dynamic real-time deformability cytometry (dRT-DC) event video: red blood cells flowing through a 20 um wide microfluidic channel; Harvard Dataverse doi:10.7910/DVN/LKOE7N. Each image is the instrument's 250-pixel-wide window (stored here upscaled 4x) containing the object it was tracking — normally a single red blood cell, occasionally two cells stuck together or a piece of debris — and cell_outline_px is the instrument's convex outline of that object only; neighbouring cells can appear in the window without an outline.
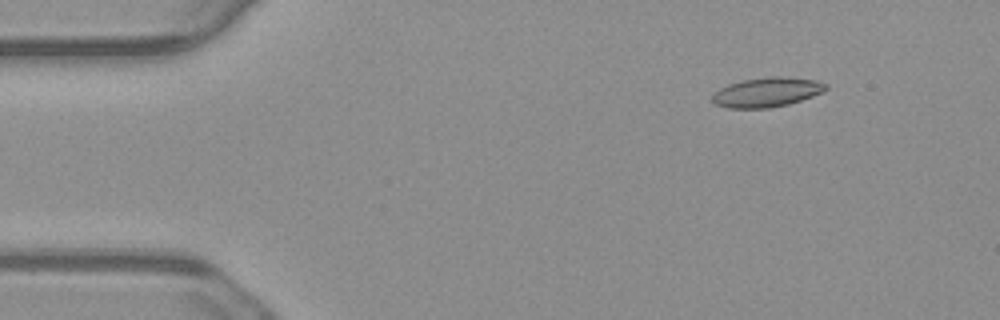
{"species": "common noctule bat (a hibernating species)", "species_latin": "Nyctalus noctula", "temperature_condition": "warm", "stored_images_in_passage": 55, "camera_frame_rate_fps": 3000, "um_per_image_px": 0.085, "animal": {"sex": "male", "body_mass_g": 23.1, "forearm_length_mm": 52.7}, "frame": {"image": 1, "passage_image": 7, "time_ms": 2.0, "image_size_px": [1000, 320], "cell_outline_px": [[828, 88], [812, 96], [788, 104], [768, 108], [728, 108], [716, 104], [712, 100], [712, 96], [720, 88], [728, 84], [744, 80], [768, 76], [780, 76], [816, 80], [828, 84]], "centroid_in_image_um": [65.18, 7.83], "position_along_channel_um": 19.8, "area_um2": 19.36}}
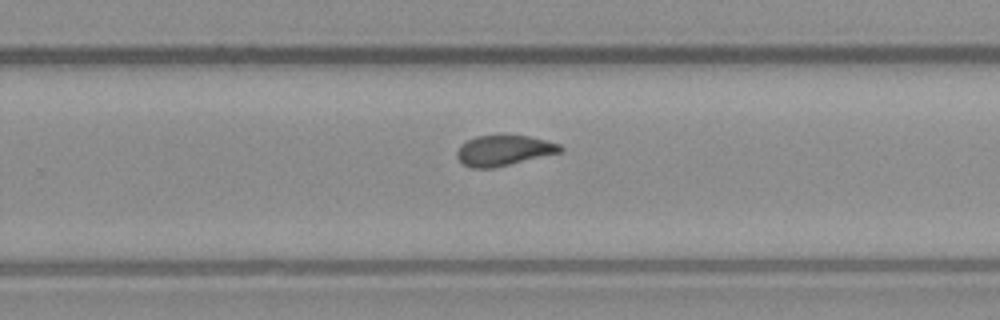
{"frame": {"image": 2, "passage_image": 35, "time_ms": 11.333, "image_size_px": [1000, 320], "cell_outline_px": [[564, 152], [492, 168], [472, 168], [464, 164], [456, 156], [456, 152], [460, 144], [476, 136], [528, 136], [560, 144], [564, 148]], "centroid_in_image_um": [42.84, 12.8], "position_along_channel_um": 287.0, "area_um2": 18.21}}
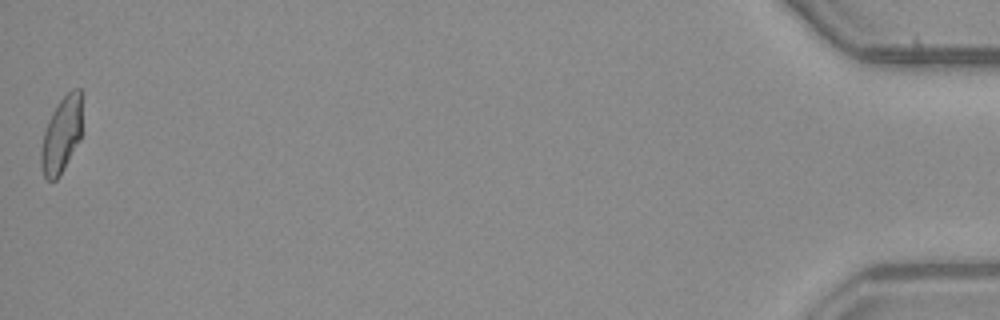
{"frame": {"image": 3, "passage_image": 55, "time_ms": 18.0, "image_size_px": [1000, 320], "cell_outline_px": [[84, 92], [80, 140], [60, 176], [56, 180], [48, 180], [44, 176], [40, 164], [40, 152], [44, 132], [48, 120], [56, 104], [72, 88], [80, 88]], "centroid_in_image_um": [5.26, 11.4], "position_along_channel_um": 429.9, "area_um2": 18.79}, "authors_computed_cell_mechanics": {"area_um2": 18.9584, "velocity_mm_per_s": 3.7487, "shape_relaxation_time_tau1_ms": 7.2107, "shape_relaxation_time_tau2_ms": 2.2114, "deformation_change_tau1": 0.1827, "deformation_change_tau2": 0.0886}}